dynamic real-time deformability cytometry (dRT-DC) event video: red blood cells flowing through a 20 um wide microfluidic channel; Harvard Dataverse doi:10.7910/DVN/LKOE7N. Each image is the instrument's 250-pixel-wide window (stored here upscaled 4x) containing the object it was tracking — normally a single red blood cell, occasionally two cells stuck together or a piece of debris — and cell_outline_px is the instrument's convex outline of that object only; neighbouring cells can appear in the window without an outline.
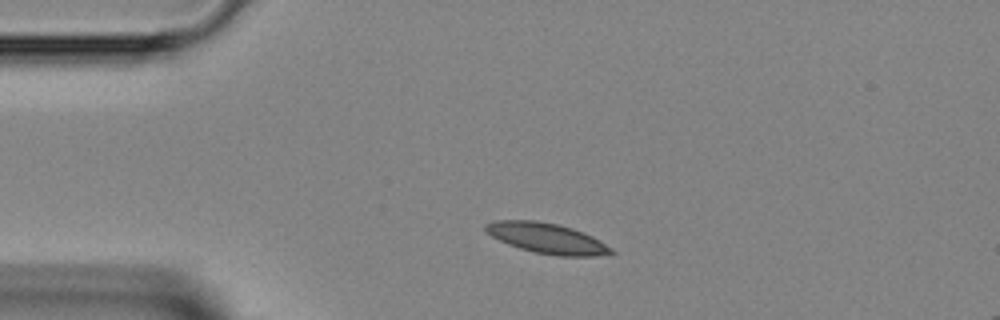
{"species": "Egyptian fruit bat (a non-hibernating species)", "species_latin": "Rousettus aegyptiacus", "temperature_condition": "room temperature", "stored_images_in_passage": 32, "camera_frame_rate_fps": 3000, "um_per_image_px": 0.085, "animal": {"sex": "female"}, "frame": {"image": 1, "passage_image": 5, "time_ms": 1.333, "image_size_px": [1000, 320], "cell_outline_px": [[616, 252], [612, 256], [560, 256], [536, 252], [520, 248], [508, 244], [484, 232], [484, 224], [492, 220], [536, 220], [556, 224], [572, 228], [584, 232], [600, 240], [612, 248]], "centroid_in_image_um": [46.52, 20.25], "position_along_channel_um": 38.5, "area_um2": 22.48}}
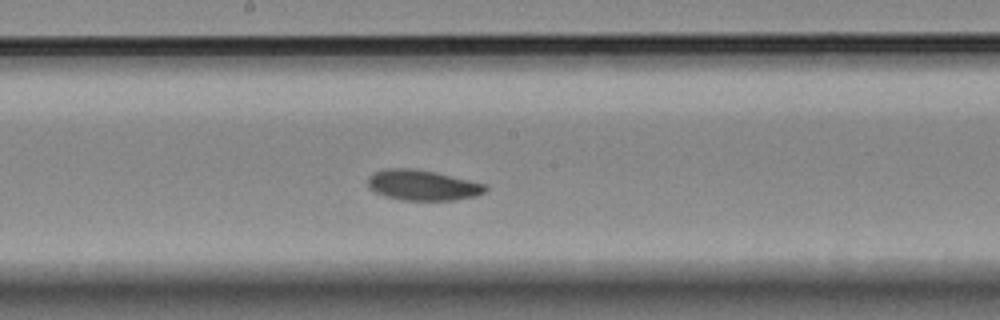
{"frame": {"image": 2, "passage_image": 19, "time_ms": 6.0, "image_size_px": [1000, 320], "cell_outline_px": [[488, 188], [484, 192], [476, 196], [456, 200], [400, 200], [384, 196], [368, 188], [368, 176], [372, 172], [384, 168], [416, 168], [436, 172], [488, 184]], "centroid_in_image_um": [35.91, 15.73], "position_along_channel_um": 212.3, "area_um2": 21.27}}
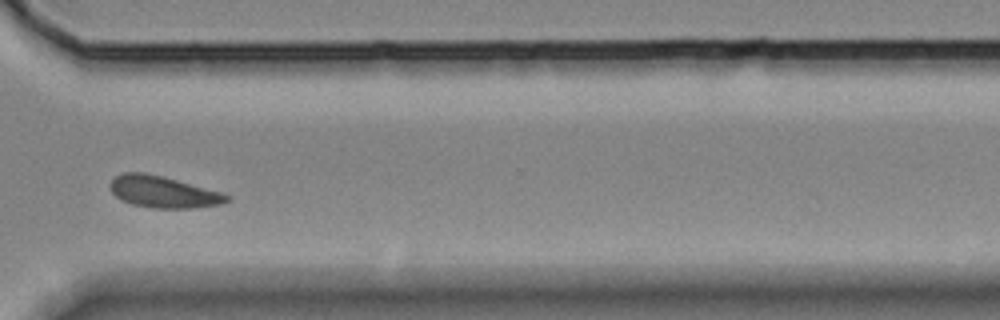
{"frame": {"image": 3, "passage_image": 29, "time_ms": 9.333, "image_size_px": [1000, 320], "cell_outline_px": [[232, 200], [220, 204], [192, 208], [152, 208], [132, 204], [116, 196], [112, 192], [112, 180], [116, 176], [124, 172], [144, 172], [224, 192], [232, 196]], "centroid_in_image_um": [13.96, 16.32], "position_along_channel_um": 356.6, "area_um2": 21.33}}